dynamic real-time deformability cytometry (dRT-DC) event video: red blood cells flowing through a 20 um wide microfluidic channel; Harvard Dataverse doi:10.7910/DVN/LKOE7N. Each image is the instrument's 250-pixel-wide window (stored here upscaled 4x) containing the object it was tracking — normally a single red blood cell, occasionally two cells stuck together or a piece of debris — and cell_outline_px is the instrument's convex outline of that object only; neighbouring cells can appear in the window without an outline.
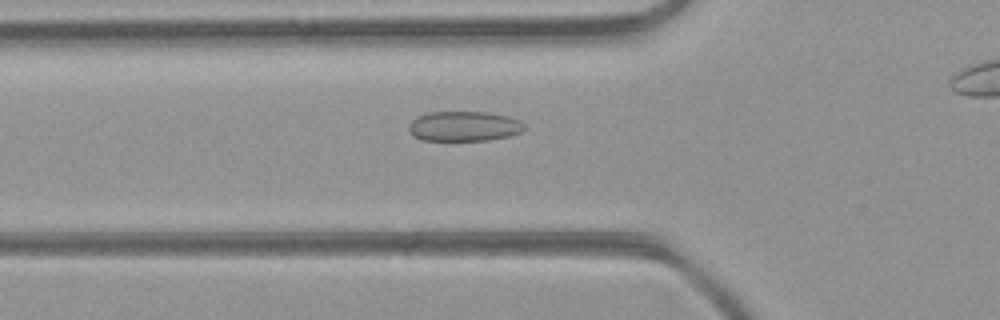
{"species": "common noctule bat (a hibernating species)", "species_latin": "Nyctalus noctula", "temperature_condition": "room temperature", "stored_images_in_passage": 25, "camera_frame_rate_fps": 3000, "um_per_image_px": 0.085, "animal": {"sex": "female", "body_mass_g": 21.9}, "frame": {"image": 1, "passage_image": 3, "time_ms": 0.667, "image_size_px": [1000, 320], "cell_outline_px": [[528, 128], [520, 132], [508, 136], [488, 140], [424, 140], [412, 136], [408, 128], [408, 124], [416, 116], [428, 112], [488, 112], [508, 116], [520, 120]], "centroid_in_image_um": [39.44, 10.72], "position_along_channel_um": 86.4, "area_um2": 20.35}}
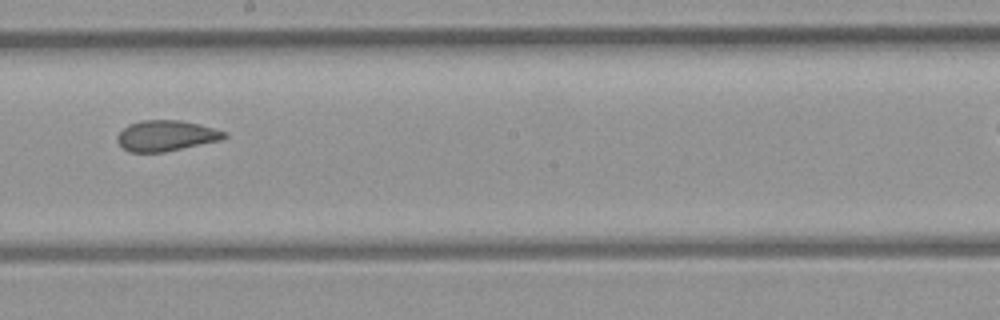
{"frame": {"image": 2, "passage_image": 13, "time_ms": 4.0, "image_size_px": [1000, 320], "cell_outline_px": [[228, 136], [220, 140], [164, 152], [128, 152], [116, 140], [116, 136], [128, 124], [140, 120], [180, 120], [200, 124], [228, 132]], "centroid_in_image_um": [14.12, 11.52], "position_along_channel_um": 234.1, "area_um2": 19.19}}
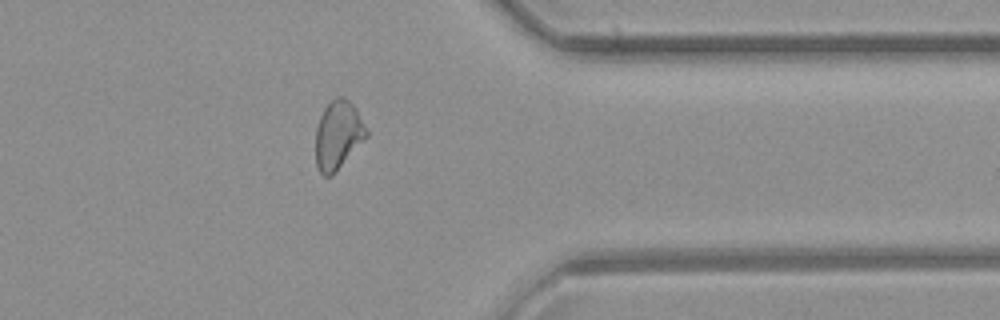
{"frame": {"image": 3, "passage_image": 24, "time_ms": 7.667, "image_size_px": [1000, 320], "cell_outline_px": [[368, 136], [336, 172], [332, 176], [324, 176], [320, 172], [316, 164], [316, 128], [320, 116], [324, 108], [336, 96], [344, 96], [356, 108], [368, 128]], "centroid_in_image_um": [28.75, 11.47], "position_along_channel_um": 382.6, "area_um2": 20.46}}